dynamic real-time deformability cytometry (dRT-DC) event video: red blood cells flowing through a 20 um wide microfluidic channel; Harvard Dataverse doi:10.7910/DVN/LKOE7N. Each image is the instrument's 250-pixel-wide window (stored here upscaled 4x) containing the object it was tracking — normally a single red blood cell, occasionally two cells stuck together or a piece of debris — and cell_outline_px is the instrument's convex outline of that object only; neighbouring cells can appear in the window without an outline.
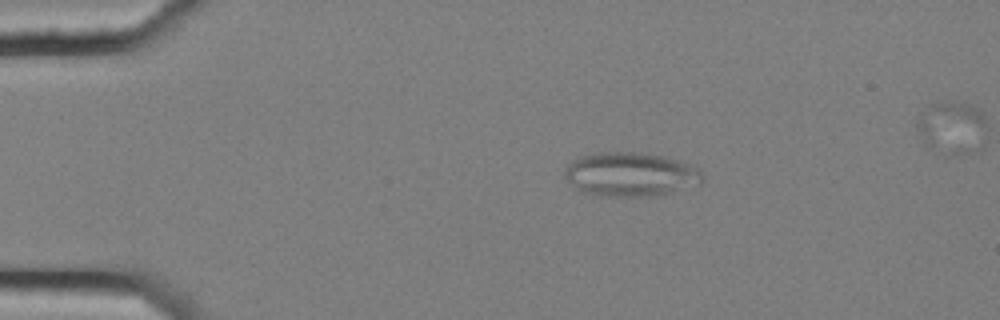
{"species": "common noctule bat (a hibernating species)", "species_latin": "Nyctalus noctula", "temperature_condition": "cold", "stored_images_in_passage": 4, "segment_of_instrument_passage": [1, 2], "camera_frame_rate_fps": 3000, "um_per_image_px": 0.085, "animal": {"sex": "female", "body_mass_g": 25.1}, "frame": {"image": 1, "passage_image": 2, "time_ms": 0.333, "image_size_px": [1000, 320], "cell_outline_px": [[704, 180], [700, 184], [668, 192], [648, 196], [600, 196], [584, 192], [572, 184], [564, 176], [564, 168], [576, 156], [596, 152], [640, 152], [660, 156], [676, 160], [696, 168], [704, 176]], "centroid_in_image_um": [53.53, 14.8], "position_along_channel_um": 31.5, "area_um2": 35.08}}